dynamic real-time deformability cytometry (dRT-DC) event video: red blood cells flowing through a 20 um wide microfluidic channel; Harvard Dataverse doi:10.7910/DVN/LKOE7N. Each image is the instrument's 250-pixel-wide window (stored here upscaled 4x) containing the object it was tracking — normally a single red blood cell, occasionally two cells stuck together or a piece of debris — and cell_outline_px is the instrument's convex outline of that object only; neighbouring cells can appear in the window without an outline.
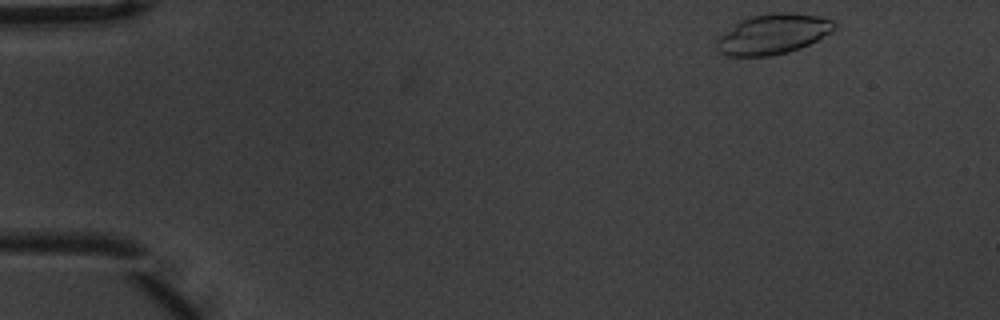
{"species": "common noctule bat (a hibernating species)", "species_latin": "Nyctalus noctula", "temperature_condition": "warm", "stored_images_in_passage": 3, "camera_frame_rate_fps": 3000, "um_per_image_px": 0.085, "animal": {"sex": "male", "body_mass_g": 20.1, "forearm_length_mm": 53.5}, "frame": {"image": 1, "passage_image": 1, "time_ms": 0.0, "image_size_px": [1000, 320], "cell_outline_px": [[836, 28], [816, 40], [800, 48], [788, 52], [768, 56], [728, 56], [720, 52], [716, 48], [716, 40], [736, 20], [752, 16], [776, 12], [784, 12], [820, 16], [832, 20], [836, 24]], "centroid_in_image_um": [65.65, 2.89], "position_along_channel_um": 19.3, "area_um2": 27.51}}